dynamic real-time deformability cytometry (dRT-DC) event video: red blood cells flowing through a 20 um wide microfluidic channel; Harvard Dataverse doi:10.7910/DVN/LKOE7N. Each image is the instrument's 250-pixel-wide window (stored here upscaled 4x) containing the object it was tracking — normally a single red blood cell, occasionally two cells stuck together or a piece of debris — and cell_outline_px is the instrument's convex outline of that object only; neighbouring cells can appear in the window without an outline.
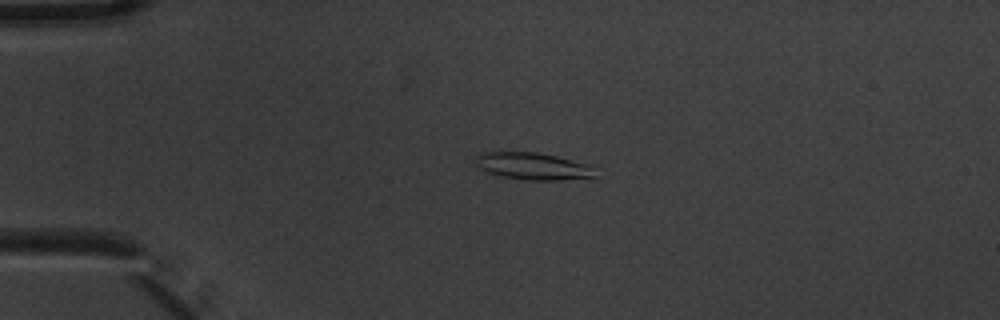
{"species": "common noctule bat (a hibernating species)", "species_latin": "Nyctalus noctula", "temperature_condition": "warm", "stored_images_in_passage": 3, "camera_frame_rate_fps": 3000, "um_per_image_px": 0.085, "animal": {"sex": "male", "body_mass_g": 20.1, "forearm_length_mm": 53.5}, "frame": {"image": 1, "passage_image": 2, "time_ms": 0.333, "image_size_px": [1000, 320], "cell_outline_px": [[596, 180], [528, 180], [504, 176], [484, 172], [476, 164], [476, 156], [484, 152], [536, 152], [556, 156], [588, 164], [592, 168], [596, 176]], "centroid_in_image_um": [45.39, 14.15], "position_along_channel_um": 39.6, "area_um2": 19.13}}